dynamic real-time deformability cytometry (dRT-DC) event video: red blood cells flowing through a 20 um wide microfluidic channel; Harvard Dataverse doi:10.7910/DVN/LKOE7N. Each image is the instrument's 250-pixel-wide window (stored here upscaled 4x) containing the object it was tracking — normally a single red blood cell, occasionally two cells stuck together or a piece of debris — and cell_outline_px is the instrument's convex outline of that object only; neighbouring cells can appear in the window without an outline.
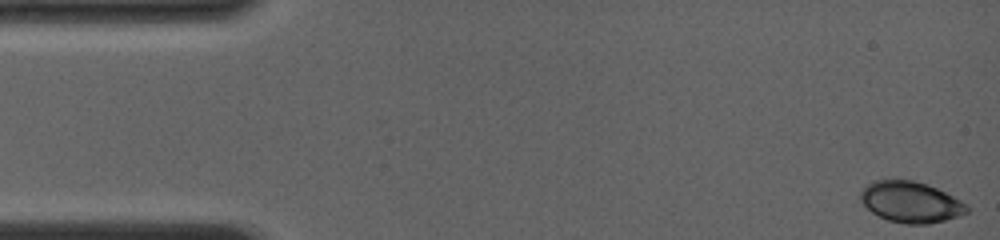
{"species": "common noctule bat (a hibernating species)", "species_latin": "Nyctalus noctula", "temperature_condition": "room temperature", "stored_images_in_passage": 21, "camera_frame_rate_fps": 4000, "um_per_image_px": 0.085, "animal": {"sex": "female", "body_mass_g": 19.0, "forearm_length_mm": 56.7}, "frame": {"image": 1, "passage_image": 1, "time_ms": 0.0, "image_size_px": [1000, 240], "cell_outline_px": [[968, 212], [960, 216], [928, 224], [904, 224], [888, 220], [872, 212], [860, 200], [860, 192], [872, 180], [912, 180], [928, 184], [960, 200], [968, 208]], "centroid_in_image_um": [77.4, 17.17], "position_along_channel_um": 7.6, "area_um2": 25.2}}
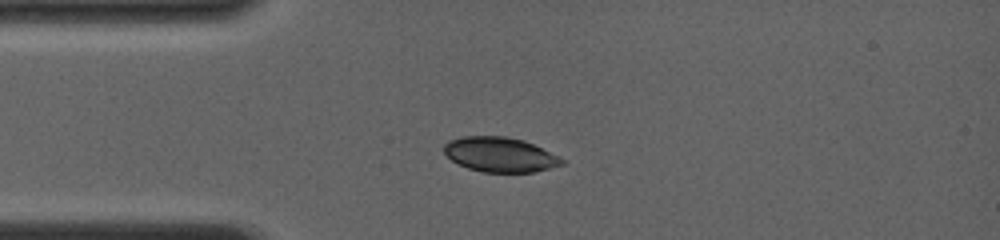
{"frame": {"image": 2, "passage_image": 19, "time_ms": 3.5, "image_size_px": [1000, 240], "cell_outline_px": [[564, 164], [536, 172], [484, 172], [468, 168], [452, 160], [444, 152], [444, 144], [452, 140], [464, 136], [504, 136], [524, 140], [564, 160]], "centroid_in_image_um": [42.49, 13.14], "position_along_channel_um": 42.5, "area_um2": 23.47}}